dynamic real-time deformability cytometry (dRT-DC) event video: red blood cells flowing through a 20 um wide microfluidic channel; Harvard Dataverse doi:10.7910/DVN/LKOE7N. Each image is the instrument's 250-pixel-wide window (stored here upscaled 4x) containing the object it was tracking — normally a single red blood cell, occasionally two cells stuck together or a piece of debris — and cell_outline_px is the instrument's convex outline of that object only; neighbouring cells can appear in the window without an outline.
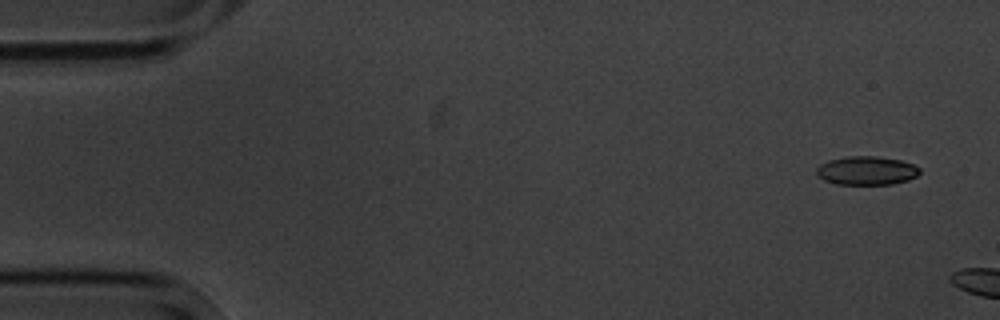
{"species": "common noctule bat (a hibernating species)", "species_latin": "Nyctalus noctula", "temperature_condition": "cold", "stored_images_in_passage": 2, "camera_frame_rate_fps": 3000, "um_per_image_px": 0.085, "animal": {"sex": "male", "body_mass_g": 20.1, "forearm_length_mm": 53.5}, "frame": {"image": 1, "passage_image": 1, "time_ms": 0.0, "image_size_px": [1000, 320], "cell_outline_px": [[920, 172], [916, 176], [908, 180], [892, 184], [836, 184], [824, 180], [816, 172], [816, 168], [820, 164], [828, 160], [848, 156], [876, 156], [900, 160], [912, 164], [920, 168]], "centroid_in_image_um": [73.65, 14.5], "position_along_channel_um": 11.3, "area_um2": 17.17}}